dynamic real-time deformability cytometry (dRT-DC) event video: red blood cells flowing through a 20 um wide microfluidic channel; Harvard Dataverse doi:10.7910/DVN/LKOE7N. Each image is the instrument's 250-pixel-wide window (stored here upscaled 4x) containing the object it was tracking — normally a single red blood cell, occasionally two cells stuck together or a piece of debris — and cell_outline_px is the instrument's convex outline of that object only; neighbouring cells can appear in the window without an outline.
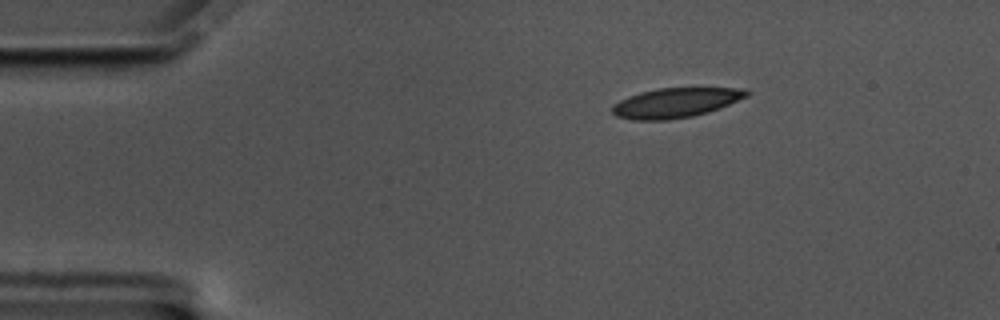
{"species": "common noctule bat (a hibernating species)", "species_latin": "Nyctalus noctula", "temperature_condition": "cold", "stored_images_in_passage": 51, "camera_frame_rate_fps": 3000, "um_per_image_px": 0.085, "animal": {"sex": "male", "body_mass_g": 17.5, "forearm_length_mm": 52.3}, "frame": {"image": 1, "passage_image": 1, "time_ms": 0.0, "image_size_px": [1000, 320], "cell_outline_px": [[752, 92], [748, 96], [720, 108], [708, 112], [692, 116], [668, 120], [632, 120], [616, 116], [612, 112], [612, 104], [628, 96], [640, 92], [656, 88], [744, 88]], "centroid_in_image_um": [57.43, 8.73], "position_along_channel_um": 27.6, "area_um2": 23.41}}
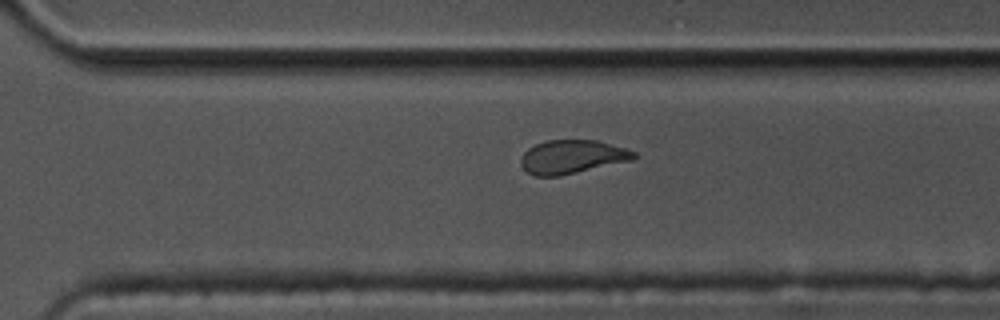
{"frame": {"image": 2, "passage_image": 33, "time_ms": 10.667, "image_size_px": [1000, 320], "cell_outline_px": [[640, 156], [632, 160], [560, 176], [536, 176], [528, 172], [520, 164], [520, 156], [528, 148], [536, 144], [548, 140], [596, 140], [624, 148], [636, 152]], "centroid_in_image_um": [48.63, 13.33], "position_along_channel_um": 322.0, "area_um2": 22.14}}
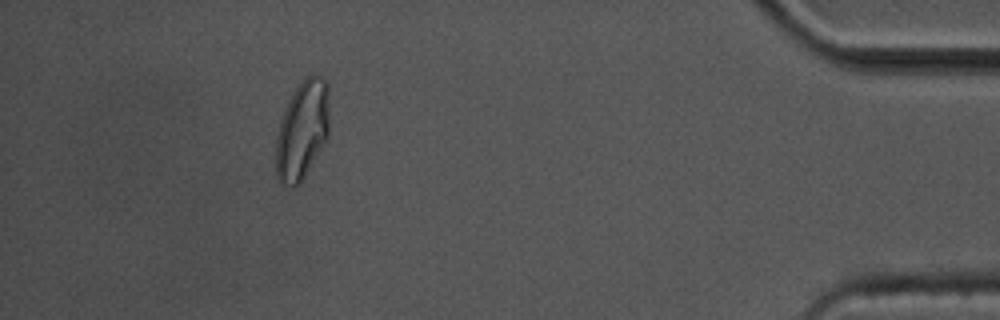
{"frame": {"image": 3, "passage_image": 46, "time_ms": 15.0, "image_size_px": [1000, 320], "cell_outline_px": [[328, 136], [300, 184], [292, 188], [280, 184], [276, 180], [276, 136], [280, 120], [284, 108], [292, 92], [312, 72], [320, 76], [328, 84]], "centroid_in_image_um": [25.66, 11.09], "position_along_channel_um": 409.5, "area_um2": 30.98}, "authors_computed_cell_mechanics": {"area_um2": 24.0448, "velocity_mm_per_s": 3.3132, "shape_relaxation_time_tau1_ms": 5.5385, "shape_relaxation_time_tau2_ms": 2.2879, "deformation_change_tau1": 0.1424, "deformation_change_tau2": 0.0801}}